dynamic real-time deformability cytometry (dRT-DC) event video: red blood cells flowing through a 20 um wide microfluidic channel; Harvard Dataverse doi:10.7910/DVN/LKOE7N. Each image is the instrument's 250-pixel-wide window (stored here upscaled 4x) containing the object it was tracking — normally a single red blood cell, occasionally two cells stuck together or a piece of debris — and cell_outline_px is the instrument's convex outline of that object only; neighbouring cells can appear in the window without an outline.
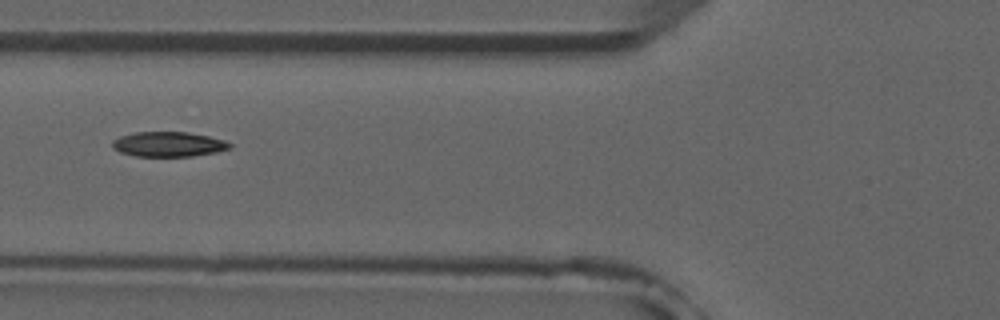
{"species": "common noctule bat (a hibernating species)", "species_latin": "Nyctalus noctula", "temperature_condition": "room temperature", "stored_images_in_passage": 5, "camera_frame_rate_fps": 3000, "um_per_image_px": 0.085, "animal": {"sex": "male", "forearm_length_mm": 52.5}, "frame": {"image": 1, "passage_image": 5, "time_ms": 5.333, "image_size_px": [1000, 320], "cell_outline_px": [[232, 148], [216, 152], [192, 156], [136, 156], [120, 152], [112, 148], [112, 140], [120, 136], [136, 132], [188, 132], [208, 136], [224, 140], [232, 144]], "centroid_in_image_um": [14.32, 12.26], "position_along_channel_um": 111.5, "area_um2": 17.05}}